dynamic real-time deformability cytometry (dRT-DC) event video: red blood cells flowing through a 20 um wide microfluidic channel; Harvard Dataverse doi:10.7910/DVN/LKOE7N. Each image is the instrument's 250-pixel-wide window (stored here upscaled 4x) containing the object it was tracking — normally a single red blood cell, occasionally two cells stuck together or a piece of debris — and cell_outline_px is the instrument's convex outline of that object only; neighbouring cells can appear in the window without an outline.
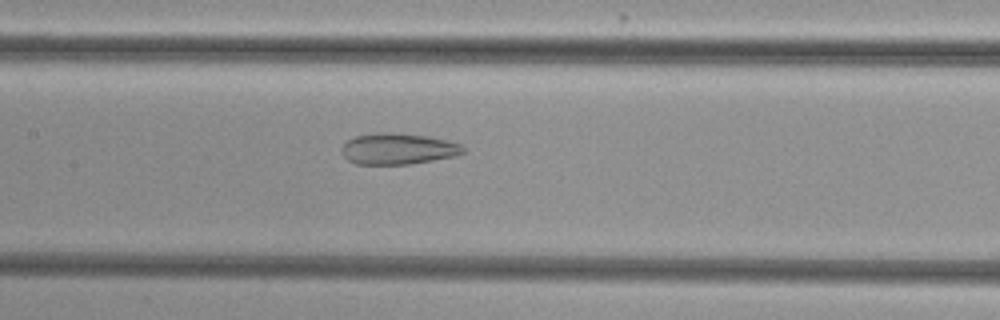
{"species": "common noctule bat (a hibernating species)", "species_latin": "Nyctalus noctula", "temperature_condition": "cold", "stored_images_in_passage": 53, "camera_frame_rate_fps": 3000, "um_per_image_px": 0.085, "animal": {"sex": "female", "body_mass_g": 29.2, "forearm_length_mm": 56.3}, "frame": {"image": 1, "passage_image": 26, "time_ms": 8.333, "image_size_px": [1000, 320], "cell_outline_px": [[464, 152], [456, 156], [408, 164], [356, 164], [348, 160], [340, 152], [340, 148], [348, 140], [356, 136], [380, 132], [392, 132], [428, 136], [460, 144], [464, 148]], "centroid_in_image_um": [33.8, 12.65], "position_along_channel_um": 173.6, "area_um2": 21.96}}
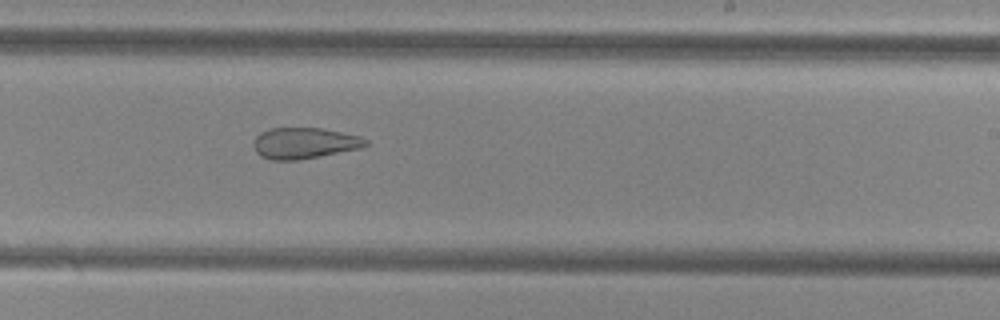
{"frame": {"image": 2, "passage_image": 33, "time_ms": 10.667, "image_size_px": [1000, 320], "cell_outline_px": [[368, 144], [364, 148], [320, 156], [296, 160], [272, 160], [260, 156], [256, 152], [252, 144], [256, 136], [260, 132], [268, 128], [320, 128], [360, 136], [368, 140]], "centroid_in_image_um": [25.86, 12.17], "position_along_channel_um": 263.1, "area_um2": 20.46}}
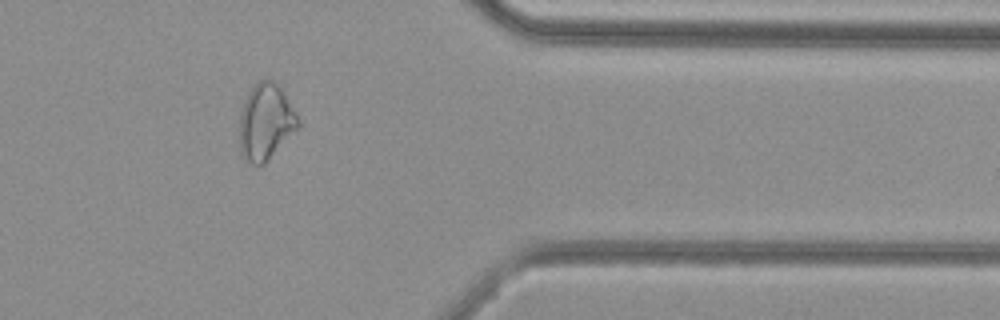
{"frame": {"image": 3, "passage_image": 44, "time_ms": 14.333, "image_size_px": [1000, 320], "cell_outline_px": [[300, 124], [268, 160], [264, 164], [252, 164], [244, 160], [240, 156], [240, 112], [244, 100], [248, 92], [260, 80], [268, 76], [284, 92], [300, 120]], "centroid_in_image_um": [22.56, 10.35], "position_along_channel_um": 388.8, "area_um2": 25.89}, "authors_computed_cell_mechanics": {"area_um2": 27.8596, "velocity_mm_per_s": 3.8487, "shape_relaxation_time_tau1_ms": null, "shape_relaxation_time_tau2_ms": 2.5796, "deformation_change_tau1": null, "deformation_change_tau2": 0.1031}}